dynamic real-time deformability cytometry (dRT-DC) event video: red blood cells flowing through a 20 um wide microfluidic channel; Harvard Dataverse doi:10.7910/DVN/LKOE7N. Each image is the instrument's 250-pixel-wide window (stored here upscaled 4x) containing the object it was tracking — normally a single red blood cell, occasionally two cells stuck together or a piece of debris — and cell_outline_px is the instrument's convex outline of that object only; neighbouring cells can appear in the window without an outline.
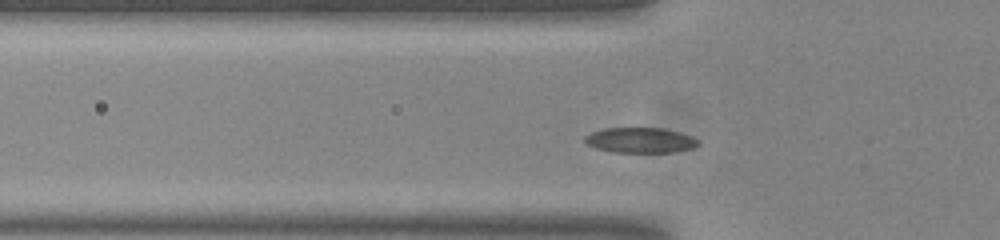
{"species": "common noctule bat (a hibernating species)", "species_latin": "Nyctalus noctula", "temperature_condition": "room temperature", "stored_images_in_passage": 39, "camera_frame_rate_fps": 3000, "um_per_image_px": 0.085, "animal": {"sex": "male", "body_mass_g": 20.0, "forearm_length_mm": 53.3}, "frame": {"image": 1, "passage_image": 7, "time_ms": 2.0, "image_size_px": [1000, 240], "cell_outline_px": [[700, 144], [692, 148], [672, 152], [612, 152], [596, 148], [588, 144], [584, 140], [584, 136], [592, 132], [604, 128], [664, 128], [680, 132], [692, 136]], "centroid_in_image_um": [54.42, 11.91], "position_along_channel_um": 71.4, "area_um2": 16.65}}
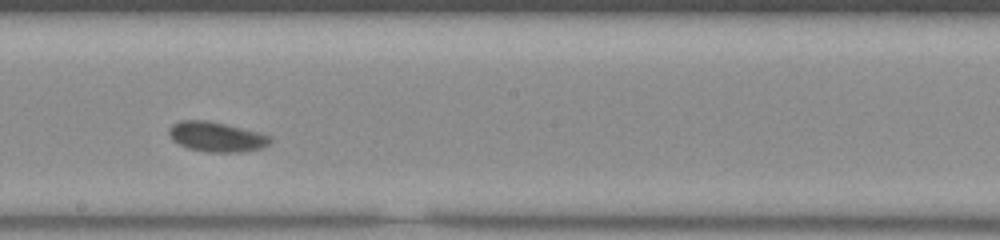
{"frame": {"image": 2, "passage_image": 20, "time_ms": 6.333, "image_size_px": [1000, 240], "cell_outline_px": [[272, 140], [264, 148], [240, 152], [208, 152], [188, 148], [172, 140], [168, 132], [168, 128], [172, 124], [180, 120], [208, 120], [260, 132], [272, 136]], "centroid_in_image_um": [18.42, 11.62], "position_along_channel_um": 229.8, "area_um2": 17.8}}
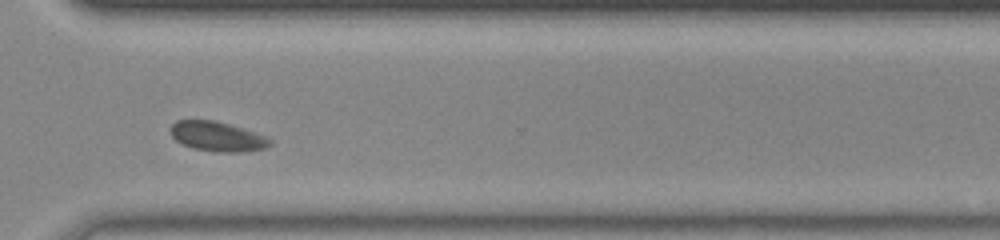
{"frame": {"image": 3, "passage_image": 30, "time_ms": 9.667, "image_size_px": [1000, 240], "cell_outline_px": [[272, 144], [264, 148], [248, 152], [220, 152], [196, 148], [184, 144], [176, 140], [172, 136], [172, 124], [176, 120], [212, 120], [228, 124], [264, 136], [272, 140]], "centroid_in_image_um": [18.49, 11.61], "position_along_channel_um": 352.1, "area_um2": 16.76}, "authors_computed_cell_mechanics": {"area_um2": 17.2244, "velocity_mm_per_s": 3.656, "shape_relaxation_time_tau1_ms": 3.435, "shape_relaxation_time_tau2_ms": 0.7975, "deformation_change_tau1": 0.0587, "deformation_change_tau2": 0.0312}}